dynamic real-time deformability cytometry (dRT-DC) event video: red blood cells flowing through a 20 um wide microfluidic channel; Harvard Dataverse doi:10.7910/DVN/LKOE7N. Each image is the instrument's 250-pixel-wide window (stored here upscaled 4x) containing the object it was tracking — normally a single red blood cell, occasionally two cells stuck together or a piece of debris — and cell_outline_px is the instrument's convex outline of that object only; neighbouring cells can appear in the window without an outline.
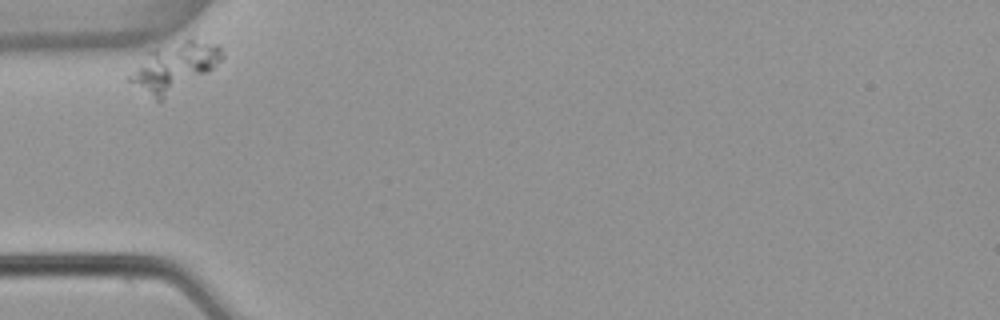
{"species": "common noctule bat (a hibernating species)", "species_latin": "Nyctalus noctula", "temperature_condition": "warm", "stored_images_in_passage": 35, "camera_frame_rate_fps": 3000, "um_per_image_px": 0.085, "animal": {"sex": "female", "body_mass_g": 22.7, "forearm_length_mm": 54.2}, "frame": {"image": 1, "passage_image": 1, "time_ms": 0.0, "image_size_px": [1000, 320], "cell_outline_px": [[224, 56], [208, 72], [160, 104], [128, 80], [128, 76], [148, 52], [156, 48], [184, 40], [192, 40], [216, 44], [224, 52]], "centroid_in_image_um": [14.81, 5.76], "position_along_channel_um": 70.2, "area_um2": 25.78}}
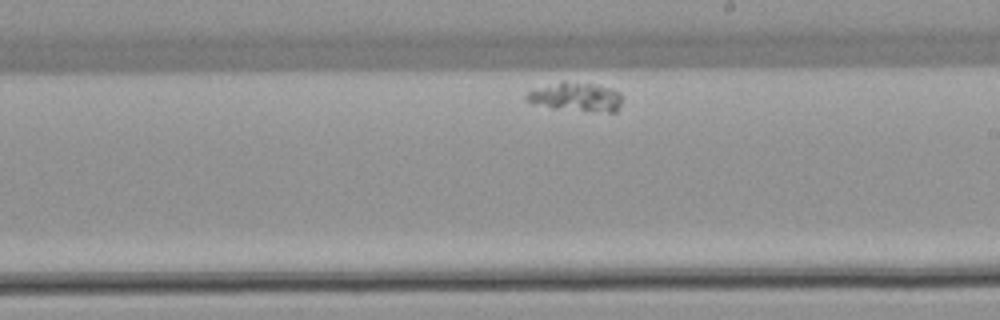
{"frame": {"image": 2, "passage_image": 20, "time_ms": 6.333, "image_size_px": [1000, 320], "cell_outline_px": [[620, 104], [616, 112], [608, 112], [552, 108], [532, 104], [524, 100], [524, 96], [532, 88], [560, 80], [564, 80], [592, 84], [612, 88], [620, 92]], "centroid_in_image_um": [48.86, 8.21], "position_along_channel_um": 240.1, "area_um2": 16.47}}
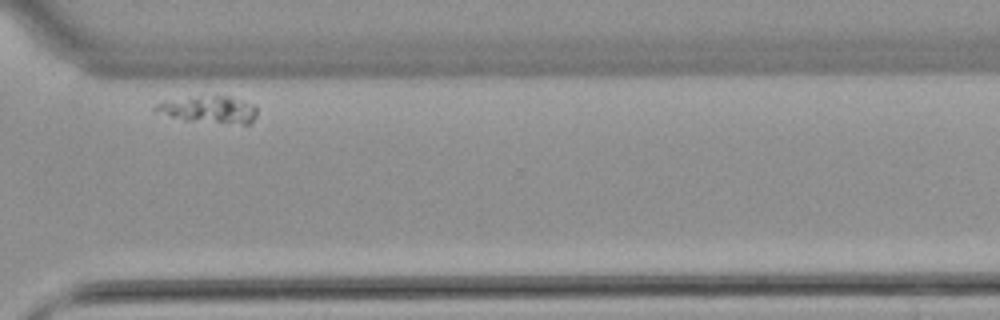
{"frame": {"image": 3, "passage_image": 32, "time_ms": 10.333, "image_size_px": [1000, 320], "cell_outline_px": [[256, 116], [248, 124], [244, 124], [184, 120], [152, 112], [152, 108], [156, 104], [164, 100], [200, 96], [228, 96], [256, 104]], "centroid_in_image_um": [17.71, 9.3], "position_along_channel_um": 352.9, "area_um2": 16.13}}